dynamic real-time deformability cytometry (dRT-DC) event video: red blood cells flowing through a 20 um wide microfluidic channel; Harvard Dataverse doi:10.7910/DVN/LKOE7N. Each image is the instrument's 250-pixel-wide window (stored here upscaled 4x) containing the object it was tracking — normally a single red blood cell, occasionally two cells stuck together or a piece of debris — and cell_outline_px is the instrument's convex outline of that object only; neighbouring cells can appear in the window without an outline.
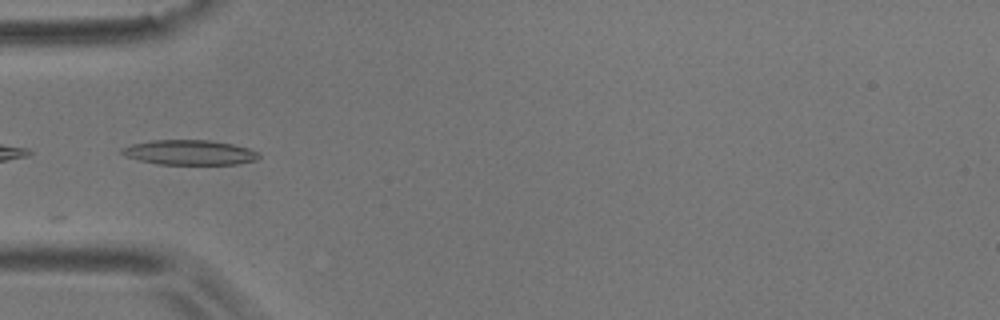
{"species": "common noctule bat (a hibernating species)", "species_latin": "Nyctalus noctula", "temperature_condition": "room temperature", "stored_images_in_passage": 5, "camera_frame_rate_fps": 3000, "um_per_image_px": 0.085, "animal": {"sex": "male", "body_mass_g": 17.9}, "frame": {"image": 1, "passage_image": 1, "time_ms": 0.0, "image_size_px": [1000, 320], "cell_outline_px": [[260, 156], [256, 160], [236, 164], [156, 164], [124, 156], [120, 152], [120, 148], [132, 144], [152, 140], [208, 140], [232, 144], [248, 148], [260, 152]], "centroid_in_image_um": [16.1, 12.96], "position_along_channel_um": 68.9, "area_um2": 19.88}}